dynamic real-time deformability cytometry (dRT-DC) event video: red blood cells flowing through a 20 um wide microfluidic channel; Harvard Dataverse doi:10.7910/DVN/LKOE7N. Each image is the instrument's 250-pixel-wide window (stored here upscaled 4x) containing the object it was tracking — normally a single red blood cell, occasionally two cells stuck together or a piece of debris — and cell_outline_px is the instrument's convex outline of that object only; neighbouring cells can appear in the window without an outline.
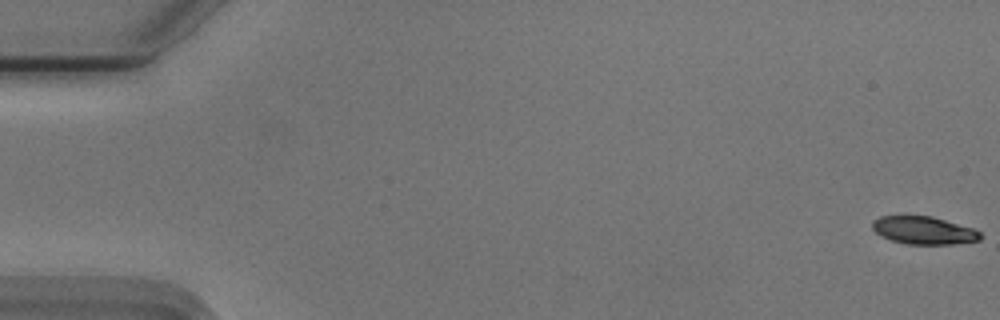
{"species": "Egyptian fruit bat (a non-hibernating species)", "species_latin": "Rousettus aegyptiacus", "temperature_condition": "cold", "stored_images_in_passage": 55, "camera_frame_rate_fps": 3000, "um_per_image_px": 0.085, "animal": {"sex": "male"}, "frame": {"image": 1, "passage_image": 1, "time_ms": 0.0, "image_size_px": [1000, 320], "cell_outline_px": [[980, 240], [952, 244], [908, 244], [892, 240], [880, 236], [872, 228], [872, 220], [880, 216], [932, 216], [972, 228], [980, 232]], "centroid_in_image_um": [78.48, 19.58], "position_along_channel_um": 6.5, "area_um2": 17.34}}
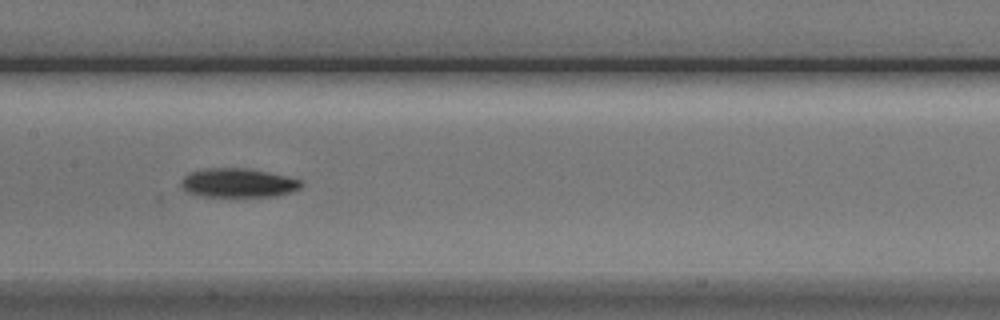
{"frame": {"image": 2, "passage_image": 28, "time_ms": 9.0, "image_size_px": [1000, 320], "cell_outline_px": [[304, 184], [300, 188], [292, 192], [276, 196], [200, 196], [188, 192], [180, 188], [180, 180], [188, 172], [204, 168], [248, 168], [288, 176], [304, 180]], "centroid_in_image_um": [20.24, 15.53], "position_along_channel_um": 187.2, "area_um2": 20.69}}
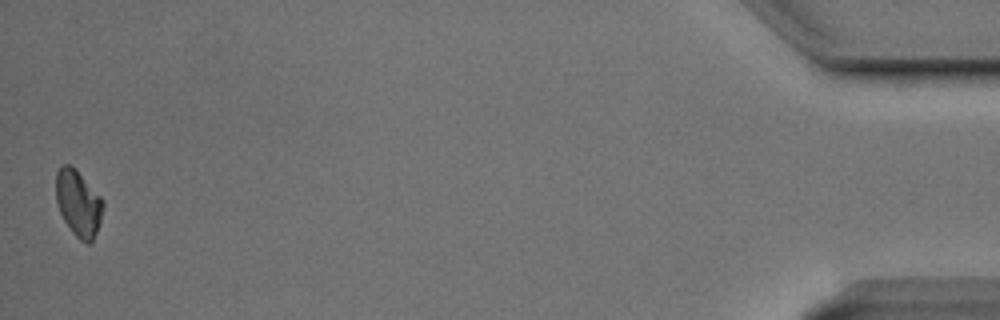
{"frame": {"image": 3, "passage_image": 55, "time_ms": 18.0, "image_size_px": [1000, 320], "cell_outline_px": [[104, 204], [100, 220], [96, 232], [92, 240], [88, 244], [80, 240], [72, 232], [64, 220], [60, 212], [56, 200], [56, 172], [64, 164], [68, 164], [104, 200]], "centroid_in_image_um": [6.65, 17.31], "position_along_channel_um": 428.6, "area_um2": 17.57}, "authors_computed_cell_mechanics": {"area_um2": 19.2474, "velocity_mm_per_s": 3.7335, "shape_relaxation_time_tau1_ms": 2.9265, "shape_relaxation_time_tau2_ms": null, "deformation_change_tau1": 0.125, "deformation_change_tau2": null}}